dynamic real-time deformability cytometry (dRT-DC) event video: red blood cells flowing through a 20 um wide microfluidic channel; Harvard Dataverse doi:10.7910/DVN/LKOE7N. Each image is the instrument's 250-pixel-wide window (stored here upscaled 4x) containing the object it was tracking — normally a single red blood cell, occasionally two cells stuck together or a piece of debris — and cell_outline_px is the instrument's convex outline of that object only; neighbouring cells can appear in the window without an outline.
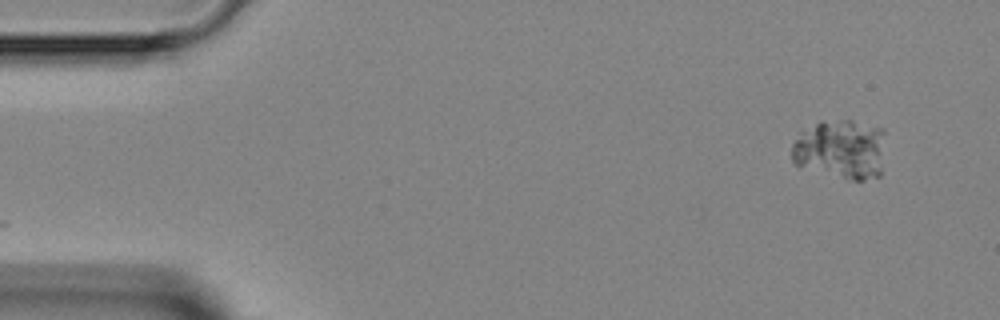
{"species": "Egyptian fruit bat (a non-hibernating species)", "species_latin": "Rousettus aegyptiacus", "temperature_condition": "room temperature", "stored_images_in_passage": 13, "camera_frame_rate_fps": 3000, "um_per_image_px": 0.085, "animal": {"sex": "female"}, "frame": {"image": 1, "passage_image": 3, "time_ms": 0.667, "image_size_px": [1000, 320], "cell_outline_px": [[884, 132], [880, 176], [864, 180], [848, 180], [796, 164], [792, 160], [792, 144], [800, 132], [820, 120], [852, 120], [884, 128]], "centroid_in_image_um": [71.47, 12.66], "position_along_channel_um": 13.5, "area_um2": 32.54}}
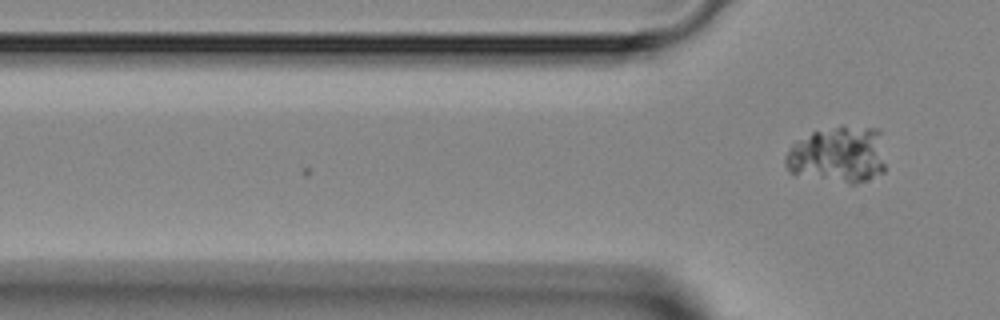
{"frame": {"image": 2, "passage_image": 13, "time_ms": 4.0, "image_size_px": [1000, 320], "cell_outline_px": [[884, 172], [856, 184], [848, 184], [788, 172], [784, 164], [784, 156], [792, 144], [796, 140], [812, 132], [840, 124], [876, 128], [880, 132], [884, 164]], "centroid_in_image_um": [71.21, 13.12], "position_along_channel_um": 54.6, "area_um2": 33.47}}